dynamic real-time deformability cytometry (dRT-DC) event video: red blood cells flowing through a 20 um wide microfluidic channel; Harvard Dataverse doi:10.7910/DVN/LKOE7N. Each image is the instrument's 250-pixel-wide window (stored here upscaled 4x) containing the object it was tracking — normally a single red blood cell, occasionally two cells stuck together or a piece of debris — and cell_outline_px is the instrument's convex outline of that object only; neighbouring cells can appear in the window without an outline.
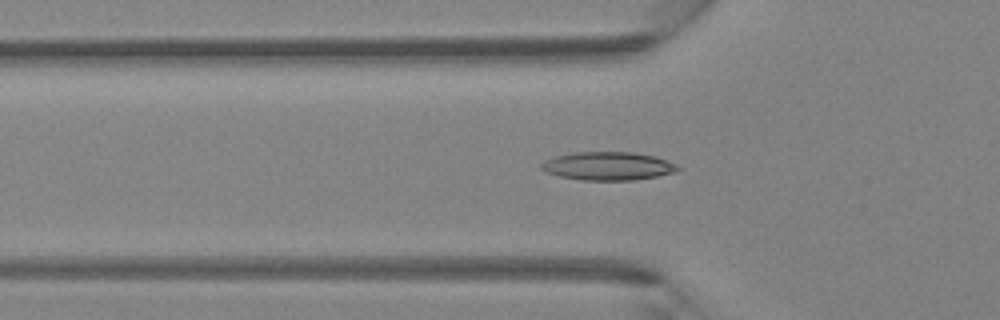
{"species": "Egyptian fruit bat (a non-hibernating species)", "species_latin": "Rousettus aegyptiacus", "temperature_condition": "room temperature", "stored_images_in_passage": 38, "segment_of_instrument_passage": [1, 2], "camera_frame_rate_fps": 3000, "um_per_image_px": 0.085, "animal": {"sex": "female"}, "frame": {"image": 1, "passage_image": 6, "time_ms": 1.667, "image_size_px": [1000, 320], "cell_outline_px": [[680, 168], [676, 172], [656, 176], [632, 180], [580, 180], [560, 176], [544, 172], [540, 168], [540, 164], [544, 160], [556, 156], [572, 152], [632, 152], [656, 156], [676, 164]], "centroid_in_image_um": [51.65, 14.11], "position_along_channel_um": 74.2, "area_um2": 22.6}}
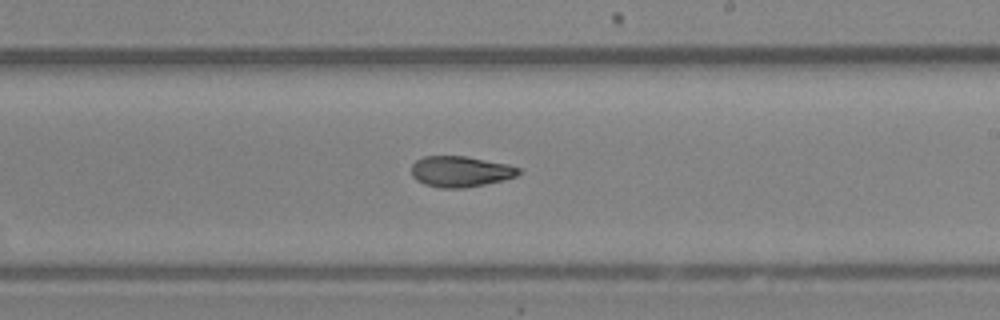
{"frame": {"image": 2, "passage_image": 18, "time_ms": 5.667, "image_size_px": [1000, 320], "cell_outline_px": [[524, 172], [516, 176], [504, 180], [464, 188], [440, 188], [424, 184], [416, 180], [412, 176], [412, 164], [416, 160], [424, 156], [464, 156], [508, 164], [520, 168]], "centroid_in_image_um": [39.15, 14.58], "position_along_channel_um": 249.8, "area_um2": 19.36}}
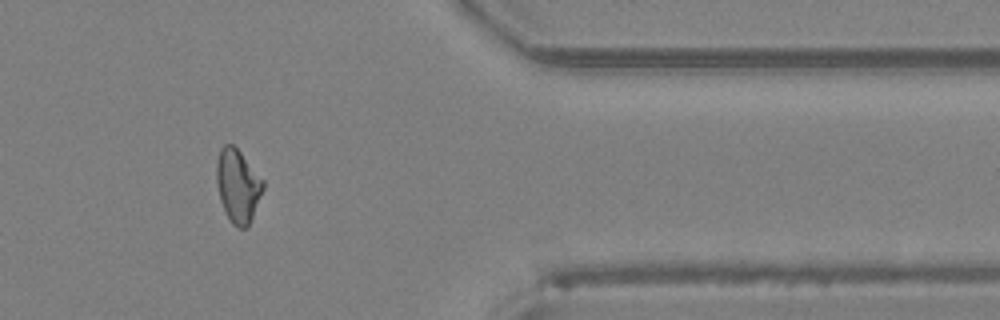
{"frame": {"image": 3, "passage_image": 29, "time_ms": 9.333, "image_size_px": [1000, 320], "cell_outline_px": [[264, 188], [248, 228], [240, 228], [232, 224], [220, 200], [216, 184], [216, 164], [220, 148], [224, 144], [232, 144], [240, 152], [264, 180]], "centroid_in_image_um": [20.21, 15.79], "position_along_channel_um": 391.2, "area_um2": 19.83}}